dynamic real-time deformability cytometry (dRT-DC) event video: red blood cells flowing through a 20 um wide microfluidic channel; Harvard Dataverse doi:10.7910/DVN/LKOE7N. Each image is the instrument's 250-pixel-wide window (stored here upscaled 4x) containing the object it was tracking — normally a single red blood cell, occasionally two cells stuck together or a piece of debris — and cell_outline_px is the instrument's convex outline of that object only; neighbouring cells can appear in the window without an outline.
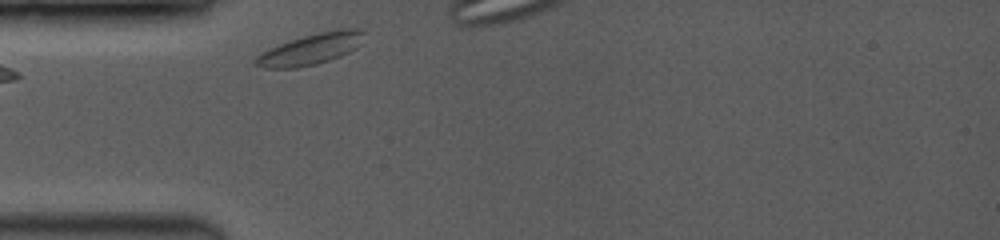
{"species": "common noctule bat (a hibernating species)", "species_latin": "Nyctalus noctula", "temperature_condition": "room temperature", "stored_images_in_passage": 36, "camera_frame_rate_fps": 3500, "um_per_image_px": 0.085, "animal": {"sex": "female", "body_mass_g": 19.0, "forearm_length_mm": 53.3}, "frame": {"image": 1, "passage_image": 1, "time_ms": 0.0, "image_size_px": [1000, 240], "cell_outline_px": [[364, 32], [360, 44], [356, 48], [340, 56], [316, 64], [296, 68], [264, 68], [252, 64], [252, 60], [260, 52], [268, 48], [288, 40], [320, 32], [344, 28], [364, 28]], "centroid_in_image_um": [26.36, 4.17], "position_along_channel_um": 58.6, "area_um2": 19.77}}
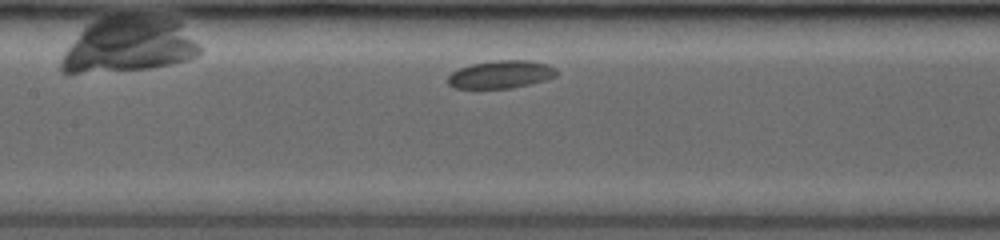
{"frame": {"image": 2, "passage_image": 12, "time_ms": 3.143, "image_size_px": [1000, 240], "cell_outline_px": [[560, 72], [556, 76], [544, 80], [512, 88], [456, 88], [448, 84], [448, 76], [452, 72], [460, 68], [472, 64], [496, 60], [528, 60], [548, 64], [556, 68]], "centroid_in_image_um": [42.61, 6.32], "position_along_channel_um": 164.8, "area_um2": 17.57}}
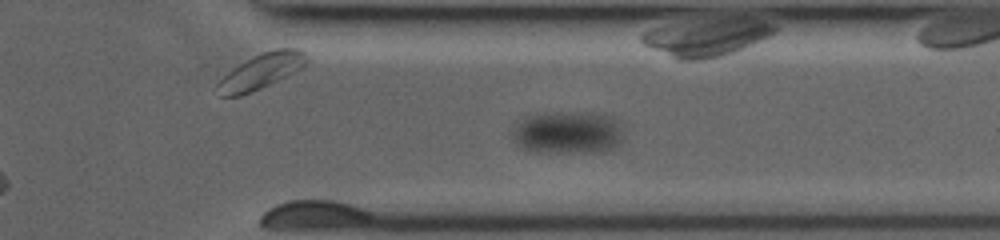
{"frame": {"image": 3, "passage_image": 35, "time_ms": 9.714, "image_size_px": [1000, 240], "cell_outline_px": [[372, 216], [272, 224], [260, 224], [260, 216], [268, 208], [276, 204], [288, 200], [304, 196], [316, 196], [340, 200], [364, 208], [372, 212]], "centroid_in_image_um": [26.47, 17.91], "position_along_channel_um": 384.9, "area_um2": 14.97}}